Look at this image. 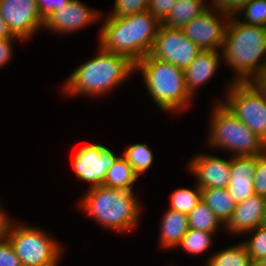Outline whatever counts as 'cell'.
<instances>
[{"instance_id":"obj_1","label":"cell","mask_w":266,"mask_h":266,"mask_svg":"<svg viewBox=\"0 0 266 266\" xmlns=\"http://www.w3.org/2000/svg\"><path fill=\"white\" fill-rule=\"evenodd\" d=\"M234 17L230 16L221 49L224 64L234 71L232 82H256L266 69V27Z\"/></svg>"},{"instance_id":"obj_2","label":"cell","mask_w":266,"mask_h":266,"mask_svg":"<svg viewBox=\"0 0 266 266\" xmlns=\"http://www.w3.org/2000/svg\"><path fill=\"white\" fill-rule=\"evenodd\" d=\"M98 46V53L94 58L71 72L63 87L64 94L84 95L93 99L120 86L136 72L135 63L128 57L108 52Z\"/></svg>"},{"instance_id":"obj_3","label":"cell","mask_w":266,"mask_h":266,"mask_svg":"<svg viewBox=\"0 0 266 266\" xmlns=\"http://www.w3.org/2000/svg\"><path fill=\"white\" fill-rule=\"evenodd\" d=\"M105 19L99 45L108 52L128 57L135 64L149 54L161 25L148 10Z\"/></svg>"},{"instance_id":"obj_4","label":"cell","mask_w":266,"mask_h":266,"mask_svg":"<svg viewBox=\"0 0 266 266\" xmlns=\"http://www.w3.org/2000/svg\"><path fill=\"white\" fill-rule=\"evenodd\" d=\"M140 204L133 190L100 185L88 189L79 205L98 224L124 233L137 226L142 212Z\"/></svg>"},{"instance_id":"obj_5","label":"cell","mask_w":266,"mask_h":266,"mask_svg":"<svg viewBox=\"0 0 266 266\" xmlns=\"http://www.w3.org/2000/svg\"><path fill=\"white\" fill-rule=\"evenodd\" d=\"M135 70L142 74L147 93L161 110L180 113L190 106L193 98L186 89L184 69L148 54L135 64Z\"/></svg>"},{"instance_id":"obj_6","label":"cell","mask_w":266,"mask_h":266,"mask_svg":"<svg viewBox=\"0 0 266 266\" xmlns=\"http://www.w3.org/2000/svg\"><path fill=\"white\" fill-rule=\"evenodd\" d=\"M208 147L224 149L231 156H257L266 151V142L253 133L220 101L210 113Z\"/></svg>"},{"instance_id":"obj_7","label":"cell","mask_w":266,"mask_h":266,"mask_svg":"<svg viewBox=\"0 0 266 266\" xmlns=\"http://www.w3.org/2000/svg\"><path fill=\"white\" fill-rule=\"evenodd\" d=\"M11 222L7 239L22 266H58L63 246L44 229Z\"/></svg>"},{"instance_id":"obj_8","label":"cell","mask_w":266,"mask_h":266,"mask_svg":"<svg viewBox=\"0 0 266 266\" xmlns=\"http://www.w3.org/2000/svg\"><path fill=\"white\" fill-rule=\"evenodd\" d=\"M221 102L266 142V93L256 82H230Z\"/></svg>"},{"instance_id":"obj_9","label":"cell","mask_w":266,"mask_h":266,"mask_svg":"<svg viewBox=\"0 0 266 266\" xmlns=\"http://www.w3.org/2000/svg\"><path fill=\"white\" fill-rule=\"evenodd\" d=\"M200 52L201 49L184 34L182 28L161 24L149 55L185 70Z\"/></svg>"},{"instance_id":"obj_10","label":"cell","mask_w":266,"mask_h":266,"mask_svg":"<svg viewBox=\"0 0 266 266\" xmlns=\"http://www.w3.org/2000/svg\"><path fill=\"white\" fill-rule=\"evenodd\" d=\"M118 157L108 147L91 143L80 147L71 165L79 180L90 183V189L103 184L108 169L114 165Z\"/></svg>"},{"instance_id":"obj_11","label":"cell","mask_w":266,"mask_h":266,"mask_svg":"<svg viewBox=\"0 0 266 266\" xmlns=\"http://www.w3.org/2000/svg\"><path fill=\"white\" fill-rule=\"evenodd\" d=\"M229 19L230 16L227 14L208 6L204 12L185 25L182 30L201 51H218L222 49Z\"/></svg>"},{"instance_id":"obj_12","label":"cell","mask_w":266,"mask_h":266,"mask_svg":"<svg viewBox=\"0 0 266 266\" xmlns=\"http://www.w3.org/2000/svg\"><path fill=\"white\" fill-rule=\"evenodd\" d=\"M0 16L13 36L23 42L44 28L35 0H0Z\"/></svg>"},{"instance_id":"obj_13","label":"cell","mask_w":266,"mask_h":266,"mask_svg":"<svg viewBox=\"0 0 266 266\" xmlns=\"http://www.w3.org/2000/svg\"><path fill=\"white\" fill-rule=\"evenodd\" d=\"M102 13L89 8L79 0H72L64 7L55 10L45 21L44 28L61 35L78 31L87 25L98 22Z\"/></svg>"},{"instance_id":"obj_14","label":"cell","mask_w":266,"mask_h":266,"mask_svg":"<svg viewBox=\"0 0 266 266\" xmlns=\"http://www.w3.org/2000/svg\"><path fill=\"white\" fill-rule=\"evenodd\" d=\"M188 169L196 177L200 189L228 188L231 157L226 160L216 155L200 153L188 162Z\"/></svg>"},{"instance_id":"obj_15","label":"cell","mask_w":266,"mask_h":266,"mask_svg":"<svg viewBox=\"0 0 266 266\" xmlns=\"http://www.w3.org/2000/svg\"><path fill=\"white\" fill-rule=\"evenodd\" d=\"M266 198L254 195L237 203L231 218L224 226L231 234L245 235L262 225Z\"/></svg>"},{"instance_id":"obj_16","label":"cell","mask_w":266,"mask_h":266,"mask_svg":"<svg viewBox=\"0 0 266 266\" xmlns=\"http://www.w3.org/2000/svg\"><path fill=\"white\" fill-rule=\"evenodd\" d=\"M257 166V156H232L231 176L228 191L236 203L254 196L253 176Z\"/></svg>"},{"instance_id":"obj_17","label":"cell","mask_w":266,"mask_h":266,"mask_svg":"<svg viewBox=\"0 0 266 266\" xmlns=\"http://www.w3.org/2000/svg\"><path fill=\"white\" fill-rule=\"evenodd\" d=\"M222 60L223 57L220 51H201L184 70L186 89L193 99L197 95L195 94L196 90L214 77L223 62Z\"/></svg>"},{"instance_id":"obj_18","label":"cell","mask_w":266,"mask_h":266,"mask_svg":"<svg viewBox=\"0 0 266 266\" xmlns=\"http://www.w3.org/2000/svg\"><path fill=\"white\" fill-rule=\"evenodd\" d=\"M161 218L160 225V247L176 248L183 236L189 230L187 214L167 208Z\"/></svg>"},{"instance_id":"obj_19","label":"cell","mask_w":266,"mask_h":266,"mask_svg":"<svg viewBox=\"0 0 266 266\" xmlns=\"http://www.w3.org/2000/svg\"><path fill=\"white\" fill-rule=\"evenodd\" d=\"M202 190V201L214 212L225 226L236 207L234 198L227 188H208Z\"/></svg>"},{"instance_id":"obj_20","label":"cell","mask_w":266,"mask_h":266,"mask_svg":"<svg viewBox=\"0 0 266 266\" xmlns=\"http://www.w3.org/2000/svg\"><path fill=\"white\" fill-rule=\"evenodd\" d=\"M207 8L203 0H178L161 24L170 28H183Z\"/></svg>"},{"instance_id":"obj_21","label":"cell","mask_w":266,"mask_h":266,"mask_svg":"<svg viewBox=\"0 0 266 266\" xmlns=\"http://www.w3.org/2000/svg\"><path fill=\"white\" fill-rule=\"evenodd\" d=\"M132 166L122 155L119 156L114 165L107 171L105 180L102 185L114 189L133 190V185L138 180Z\"/></svg>"},{"instance_id":"obj_22","label":"cell","mask_w":266,"mask_h":266,"mask_svg":"<svg viewBox=\"0 0 266 266\" xmlns=\"http://www.w3.org/2000/svg\"><path fill=\"white\" fill-rule=\"evenodd\" d=\"M206 261V266H254L243 242L214 252Z\"/></svg>"},{"instance_id":"obj_23","label":"cell","mask_w":266,"mask_h":266,"mask_svg":"<svg viewBox=\"0 0 266 266\" xmlns=\"http://www.w3.org/2000/svg\"><path fill=\"white\" fill-rule=\"evenodd\" d=\"M189 228L216 233L224 225L202 200L187 215ZM220 226V227H219Z\"/></svg>"},{"instance_id":"obj_24","label":"cell","mask_w":266,"mask_h":266,"mask_svg":"<svg viewBox=\"0 0 266 266\" xmlns=\"http://www.w3.org/2000/svg\"><path fill=\"white\" fill-rule=\"evenodd\" d=\"M132 166L134 173L139 177L148 170L154 161L152 150L143 143L132 144L122 154Z\"/></svg>"},{"instance_id":"obj_25","label":"cell","mask_w":266,"mask_h":266,"mask_svg":"<svg viewBox=\"0 0 266 266\" xmlns=\"http://www.w3.org/2000/svg\"><path fill=\"white\" fill-rule=\"evenodd\" d=\"M213 233L189 228L177 246L190 255H199L208 251L212 245Z\"/></svg>"},{"instance_id":"obj_26","label":"cell","mask_w":266,"mask_h":266,"mask_svg":"<svg viewBox=\"0 0 266 266\" xmlns=\"http://www.w3.org/2000/svg\"><path fill=\"white\" fill-rule=\"evenodd\" d=\"M195 185L193 189L182 187L173 191L168 208L188 215L202 200V190Z\"/></svg>"},{"instance_id":"obj_27","label":"cell","mask_w":266,"mask_h":266,"mask_svg":"<svg viewBox=\"0 0 266 266\" xmlns=\"http://www.w3.org/2000/svg\"><path fill=\"white\" fill-rule=\"evenodd\" d=\"M238 15L245 24L266 27V0H249L235 16Z\"/></svg>"},{"instance_id":"obj_28","label":"cell","mask_w":266,"mask_h":266,"mask_svg":"<svg viewBox=\"0 0 266 266\" xmlns=\"http://www.w3.org/2000/svg\"><path fill=\"white\" fill-rule=\"evenodd\" d=\"M247 234L251 235L250 238L242 242L255 263L259 258L266 256V226L260 225Z\"/></svg>"},{"instance_id":"obj_29","label":"cell","mask_w":266,"mask_h":266,"mask_svg":"<svg viewBox=\"0 0 266 266\" xmlns=\"http://www.w3.org/2000/svg\"><path fill=\"white\" fill-rule=\"evenodd\" d=\"M149 0H115L110 17H124L148 10Z\"/></svg>"},{"instance_id":"obj_30","label":"cell","mask_w":266,"mask_h":266,"mask_svg":"<svg viewBox=\"0 0 266 266\" xmlns=\"http://www.w3.org/2000/svg\"><path fill=\"white\" fill-rule=\"evenodd\" d=\"M254 192L266 198V151L257 155V166L253 176Z\"/></svg>"},{"instance_id":"obj_31","label":"cell","mask_w":266,"mask_h":266,"mask_svg":"<svg viewBox=\"0 0 266 266\" xmlns=\"http://www.w3.org/2000/svg\"><path fill=\"white\" fill-rule=\"evenodd\" d=\"M178 0H149L148 11L162 22Z\"/></svg>"},{"instance_id":"obj_32","label":"cell","mask_w":266,"mask_h":266,"mask_svg":"<svg viewBox=\"0 0 266 266\" xmlns=\"http://www.w3.org/2000/svg\"><path fill=\"white\" fill-rule=\"evenodd\" d=\"M248 1L249 0H213L212 3H208V5L228 16H235Z\"/></svg>"},{"instance_id":"obj_33","label":"cell","mask_w":266,"mask_h":266,"mask_svg":"<svg viewBox=\"0 0 266 266\" xmlns=\"http://www.w3.org/2000/svg\"><path fill=\"white\" fill-rule=\"evenodd\" d=\"M0 266H22L7 238L0 243Z\"/></svg>"},{"instance_id":"obj_34","label":"cell","mask_w":266,"mask_h":266,"mask_svg":"<svg viewBox=\"0 0 266 266\" xmlns=\"http://www.w3.org/2000/svg\"><path fill=\"white\" fill-rule=\"evenodd\" d=\"M13 40L21 41V39L16 36L0 39V68L9 63L11 57H13Z\"/></svg>"},{"instance_id":"obj_35","label":"cell","mask_w":266,"mask_h":266,"mask_svg":"<svg viewBox=\"0 0 266 266\" xmlns=\"http://www.w3.org/2000/svg\"><path fill=\"white\" fill-rule=\"evenodd\" d=\"M35 1L39 9V14L41 18L44 21H46L55 11V8L52 6V0H35Z\"/></svg>"},{"instance_id":"obj_36","label":"cell","mask_w":266,"mask_h":266,"mask_svg":"<svg viewBox=\"0 0 266 266\" xmlns=\"http://www.w3.org/2000/svg\"><path fill=\"white\" fill-rule=\"evenodd\" d=\"M0 205V243L7 238L9 226L12 222Z\"/></svg>"},{"instance_id":"obj_37","label":"cell","mask_w":266,"mask_h":266,"mask_svg":"<svg viewBox=\"0 0 266 266\" xmlns=\"http://www.w3.org/2000/svg\"><path fill=\"white\" fill-rule=\"evenodd\" d=\"M13 35L9 31L6 21L0 16V39L12 38Z\"/></svg>"},{"instance_id":"obj_38","label":"cell","mask_w":266,"mask_h":266,"mask_svg":"<svg viewBox=\"0 0 266 266\" xmlns=\"http://www.w3.org/2000/svg\"><path fill=\"white\" fill-rule=\"evenodd\" d=\"M70 1L72 0H52V6L55 8V10H58L64 7Z\"/></svg>"},{"instance_id":"obj_39","label":"cell","mask_w":266,"mask_h":266,"mask_svg":"<svg viewBox=\"0 0 266 266\" xmlns=\"http://www.w3.org/2000/svg\"><path fill=\"white\" fill-rule=\"evenodd\" d=\"M256 83L265 91L266 93V69L263 71L260 78L256 81Z\"/></svg>"},{"instance_id":"obj_40","label":"cell","mask_w":266,"mask_h":266,"mask_svg":"<svg viewBox=\"0 0 266 266\" xmlns=\"http://www.w3.org/2000/svg\"><path fill=\"white\" fill-rule=\"evenodd\" d=\"M254 266H266V256L259 258L255 263Z\"/></svg>"},{"instance_id":"obj_41","label":"cell","mask_w":266,"mask_h":266,"mask_svg":"<svg viewBox=\"0 0 266 266\" xmlns=\"http://www.w3.org/2000/svg\"><path fill=\"white\" fill-rule=\"evenodd\" d=\"M262 225L266 226V202H265V207H264Z\"/></svg>"},{"instance_id":"obj_42","label":"cell","mask_w":266,"mask_h":266,"mask_svg":"<svg viewBox=\"0 0 266 266\" xmlns=\"http://www.w3.org/2000/svg\"><path fill=\"white\" fill-rule=\"evenodd\" d=\"M206 4L208 3L207 1H209V3L211 4L213 0H203Z\"/></svg>"}]
</instances>
